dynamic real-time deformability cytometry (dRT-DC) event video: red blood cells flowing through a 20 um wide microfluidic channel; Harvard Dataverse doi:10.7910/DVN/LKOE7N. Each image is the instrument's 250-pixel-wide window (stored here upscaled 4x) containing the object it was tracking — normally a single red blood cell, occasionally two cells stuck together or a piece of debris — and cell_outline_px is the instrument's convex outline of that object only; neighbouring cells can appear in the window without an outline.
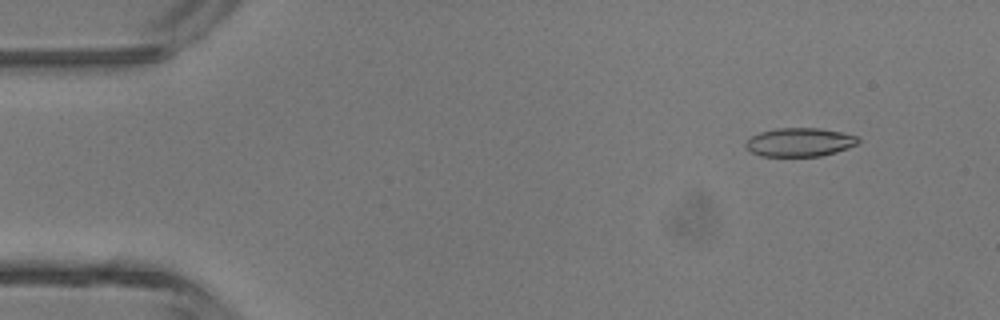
{"species": "common noctule bat (a hibernating species)", "species_latin": "Nyctalus noctula", "temperature_condition": "room temperature", "stored_images_in_passage": 5, "camera_frame_rate_fps": 3000, "um_per_image_px": 0.085, "animal": {"sex": "male", "body_mass_g": 13.3}, "frame": {"image": 1, "passage_image": 2, "time_ms": 0.333, "image_size_px": [1000, 320], "cell_outline_px": [[860, 140], [856, 144], [848, 148], [836, 152], [820, 156], [760, 156], [744, 148], [744, 140], [760, 132], [776, 128], [820, 128], [860, 136]], "centroid_in_image_um": [67.94, 12.08], "position_along_channel_um": 17.1, "area_um2": 18.96}}
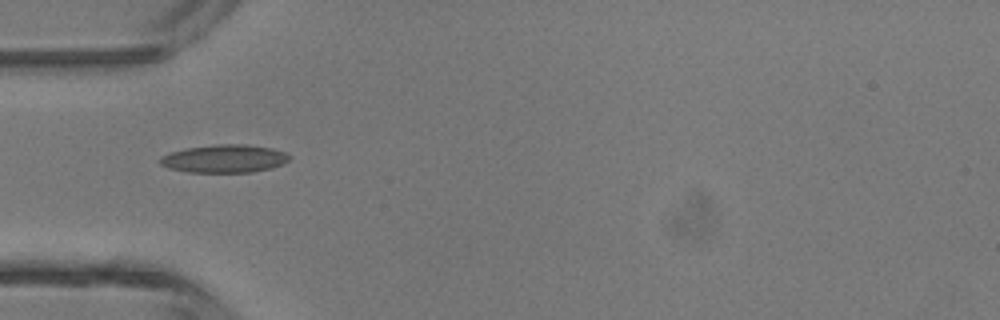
{"frame": {"image": 2, "passage_image": 5, "time_ms": 1.333, "image_size_px": [1000, 320], "cell_outline_px": [[292, 156], [284, 164], [272, 168], [252, 172], [188, 172], [168, 168], [160, 164], [160, 156], [168, 152], [188, 148], [216, 144], [248, 144], [272, 148], [284, 152]], "centroid_in_image_um": [19.08, 13.48], "position_along_channel_um": 65.9, "area_um2": 21.27}}